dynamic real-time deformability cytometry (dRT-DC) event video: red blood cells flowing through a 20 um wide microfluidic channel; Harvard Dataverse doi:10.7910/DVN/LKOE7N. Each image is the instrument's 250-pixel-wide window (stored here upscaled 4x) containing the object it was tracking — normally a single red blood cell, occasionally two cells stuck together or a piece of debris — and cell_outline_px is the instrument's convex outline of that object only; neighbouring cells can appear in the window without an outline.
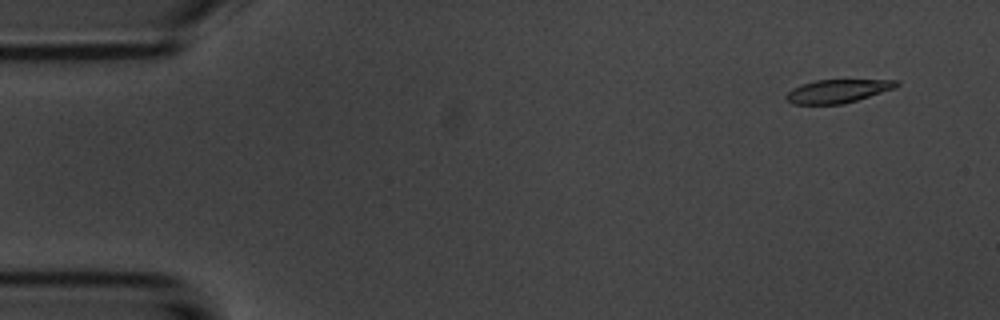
{"species": "common noctule bat (a hibernating species)", "species_latin": "Nyctalus noctula", "temperature_condition": "room temperature", "stored_images_in_passage": 52, "camera_frame_rate_fps": 3000, "um_per_image_px": 0.085, "animal": {"sex": "male", "body_mass_g": 20.1, "forearm_length_mm": 53.5}, "frame": {"image": 1, "passage_image": 1, "time_ms": 0.0, "image_size_px": [1000, 320], "cell_outline_px": [[900, 84], [896, 88], [844, 104], [792, 104], [784, 96], [792, 88], [816, 80], [900, 80]], "centroid_in_image_um": [71.23, 7.74], "position_along_channel_um": 13.8, "area_um2": 14.97}}
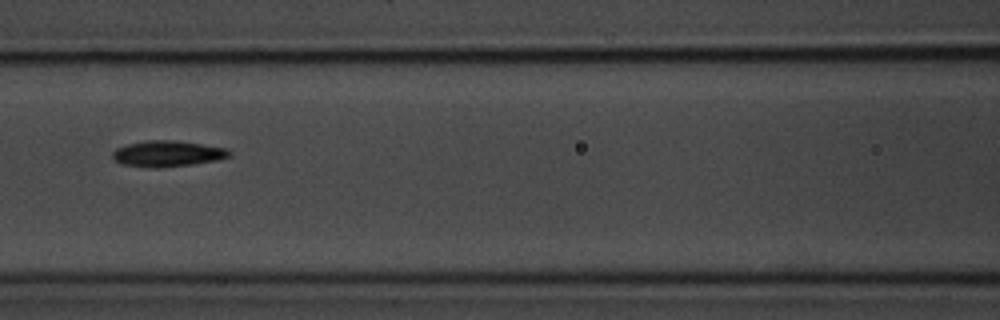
{"frame": {"image": 2, "passage_image": 21, "time_ms": 6.667, "image_size_px": [1000, 320], "cell_outline_px": [[232, 156], [216, 160], [192, 164], [156, 168], [152, 168], [124, 164], [116, 160], [112, 156], [112, 152], [116, 148], [128, 144], [148, 140], [176, 140], [228, 148], [232, 152]], "centroid_in_image_um": [14.28, 13.05], "position_along_channel_um": 152.3, "area_um2": 17.63}}
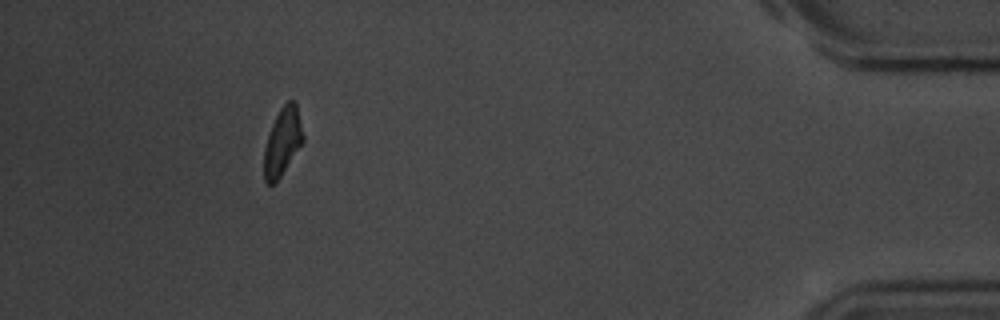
{"frame": {"image": 3, "passage_image": 47, "time_ms": 15.333, "image_size_px": [1000, 320], "cell_outline_px": [[304, 140], [280, 176], [272, 184], [268, 184], [264, 180], [264, 148], [272, 124], [280, 108], [288, 100], [296, 100], [304, 136]], "centroid_in_image_um": [24.02, 12.0], "position_along_channel_um": 411.2, "area_um2": 15.2}, "authors_computed_cell_mechanics": {"area_um2": 16.6464, "velocity_mm_per_s": 3.6809, "shape_relaxation_time_tau1_ms": 3.0735, "shape_relaxation_time_tau2_ms": 5.1913, "deformation_change_tau1": 0.1206, "deformation_change_tau2": 0.122}}